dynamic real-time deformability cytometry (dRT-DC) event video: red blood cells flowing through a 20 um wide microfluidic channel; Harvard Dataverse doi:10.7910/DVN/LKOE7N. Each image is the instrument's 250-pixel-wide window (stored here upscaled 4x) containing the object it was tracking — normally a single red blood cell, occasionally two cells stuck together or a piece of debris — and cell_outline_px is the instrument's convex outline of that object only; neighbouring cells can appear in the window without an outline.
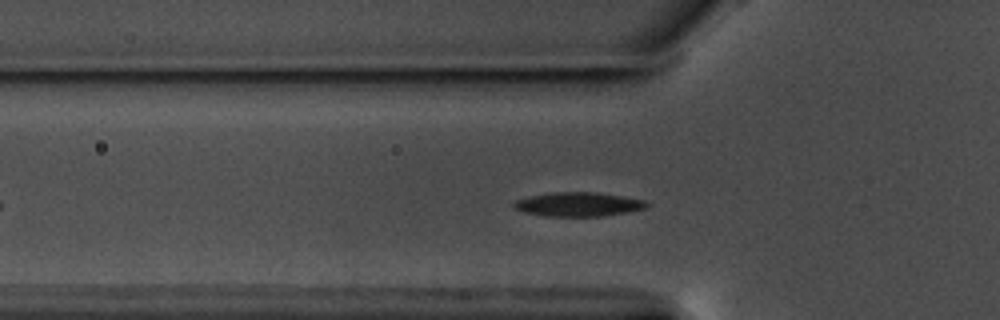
{"species": "common noctule bat (a hibernating species)", "species_latin": "Nyctalus noctula", "temperature_condition": "warm", "stored_images_in_passage": 50, "camera_frame_rate_fps": 3000, "um_per_image_px": 0.085, "animal": {"sex": "male", "body_mass_g": 17.5, "forearm_length_mm": 52.3}, "frame": {"image": 1, "passage_image": 11, "time_ms": 3.333, "image_size_px": [1000, 320], "cell_outline_px": [[648, 208], [628, 212], [600, 216], [544, 216], [524, 212], [512, 208], [512, 204], [516, 200], [532, 196], [552, 192], [596, 192], [644, 200], [648, 204]], "centroid_in_image_um": [49.14, 17.37], "position_along_channel_um": 76.7, "area_um2": 18.55}}
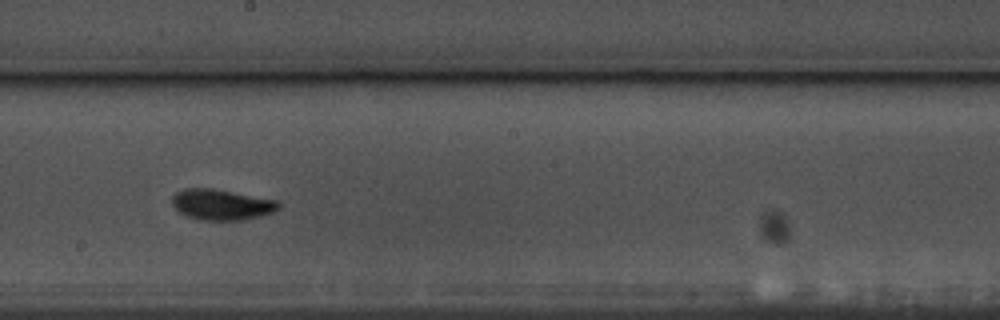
{"frame": {"image": 2, "passage_image": 24, "time_ms": 7.667, "image_size_px": [1000, 320], "cell_outline_px": [[280, 208], [272, 212], [260, 216], [240, 220], [200, 220], [188, 216], [180, 212], [172, 204], [172, 196], [176, 192], [184, 188], [212, 188], [280, 200]], "centroid_in_image_um": [18.85, 17.38], "position_along_channel_um": 229.3, "area_um2": 19.13}}
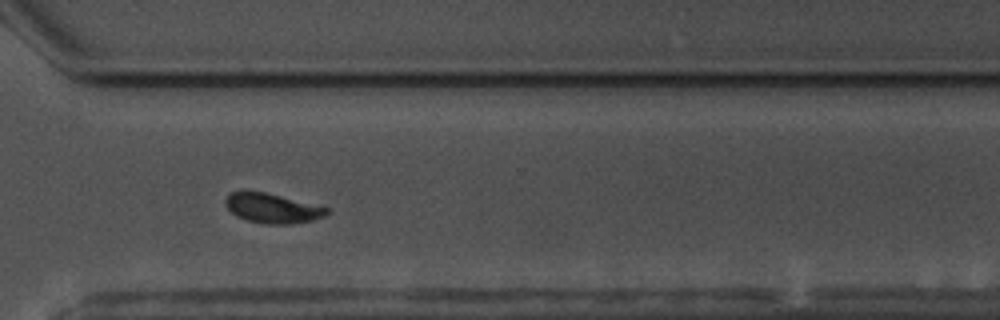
{"frame": {"image": 3, "passage_image": 34, "time_ms": 11.0, "image_size_px": [1000, 320], "cell_outline_px": [[332, 212], [324, 216], [312, 220], [292, 224], [264, 224], [248, 220], [236, 216], [224, 204], [224, 200], [232, 192], [244, 188], [324, 204], [332, 208]], "centroid_in_image_um": [23.24, 17.66], "position_along_channel_um": 347.4, "area_um2": 18.44}, "authors_computed_cell_mechanics": {"area_um2": 17.8891, "velocity_mm_per_s": 3.5302, "shape_relaxation_time_tau1_ms": 3.3237, "shape_relaxation_time_tau2_ms": 2.2099, "deformation_change_tau1": 0.1407, "deformation_change_tau2": 0.0621}}